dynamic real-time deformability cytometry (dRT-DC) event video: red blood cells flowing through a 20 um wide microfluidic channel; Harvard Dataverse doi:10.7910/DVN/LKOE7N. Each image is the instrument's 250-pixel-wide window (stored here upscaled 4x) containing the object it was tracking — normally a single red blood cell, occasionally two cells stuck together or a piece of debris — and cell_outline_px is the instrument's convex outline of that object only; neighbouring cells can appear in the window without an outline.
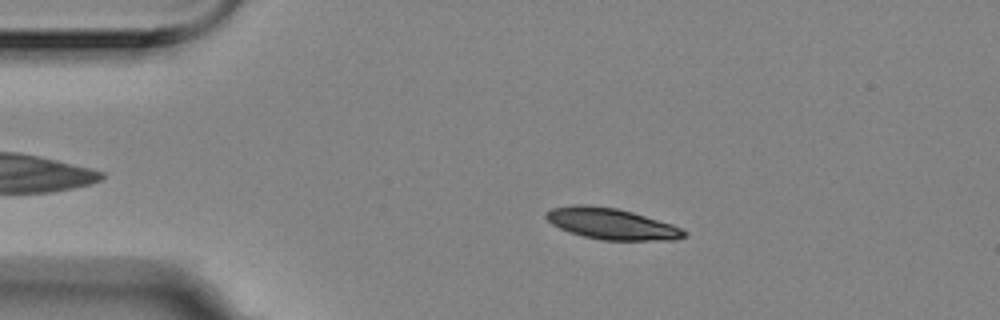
{"species": "Egyptian fruit bat (a non-hibernating species)", "species_latin": "Rousettus aegyptiacus", "temperature_condition": "room temperature", "stored_images_in_passage": 4, "camera_frame_rate_fps": 3000, "um_per_image_px": 0.085, "animal": {"sex": "female"}, "frame": {"image": 1, "passage_image": 3, "time_ms": 0.667, "image_size_px": [1000, 320], "cell_outline_px": [[688, 236], [672, 240], [600, 240], [568, 232], [552, 224], [544, 216], [544, 212], [552, 208], [572, 204], [584, 204], [616, 208], [632, 212], [672, 224], [688, 232]], "centroid_in_image_um": [51.95, 19.02], "position_along_channel_um": 33.0, "area_um2": 25.14}}